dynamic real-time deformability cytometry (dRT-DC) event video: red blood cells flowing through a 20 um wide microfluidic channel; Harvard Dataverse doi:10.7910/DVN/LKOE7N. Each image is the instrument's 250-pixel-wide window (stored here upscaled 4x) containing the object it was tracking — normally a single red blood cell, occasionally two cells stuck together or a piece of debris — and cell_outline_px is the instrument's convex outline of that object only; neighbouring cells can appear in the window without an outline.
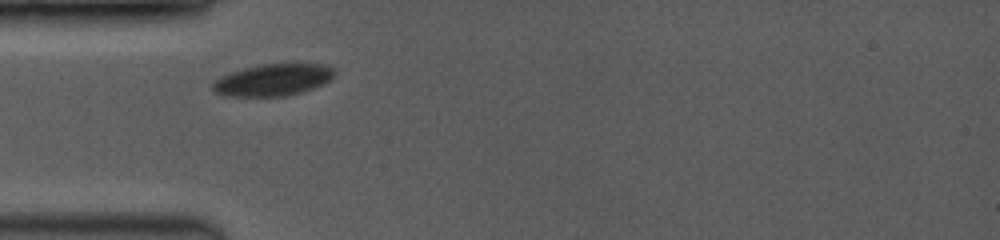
{"species": "common noctule bat (a hibernating species)", "species_latin": "Nyctalus noctula", "temperature_condition": "room temperature", "stored_images_in_passage": 23, "camera_frame_rate_fps": 3500, "um_per_image_px": 0.085, "animal": {"sex": "female", "body_mass_g": 19.0, "forearm_length_mm": 53.3}, "frame": {"image": 1, "passage_image": 1, "time_ms": 0.0, "image_size_px": [1000, 240], "cell_outline_px": [[336, 72], [328, 80], [312, 88], [300, 92], [284, 96], [224, 96], [216, 92], [212, 88], [212, 80], [220, 76], [244, 68], [260, 64], [324, 64], [332, 68]], "centroid_in_image_um": [23.14, 6.79], "position_along_channel_um": 61.9, "area_um2": 22.37}}
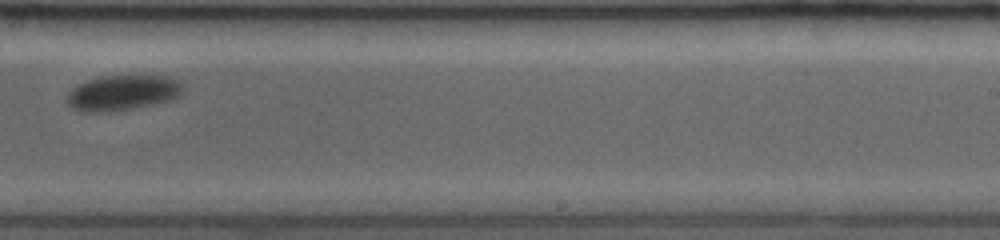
{"frame": {"image": 2, "passage_image": 14, "time_ms": 5.714, "image_size_px": [1000, 240], "cell_outline_px": [[184, 88], [180, 96], [172, 100], [108, 112], [80, 112], [72, 108], [64, 100], [68, 92], [72, 88], [88, 80], [100, 76], [164, 76], [176, 80], [184, 84]], "centroid_in_image_um": [10.39, 7.89], "position_along_channel_um": 278.6, "area_um2": 23.87}}
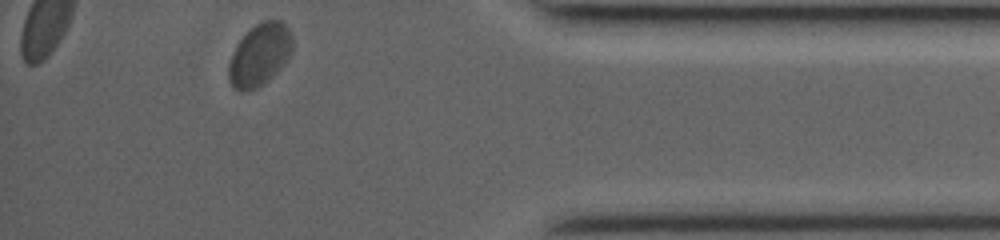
{"frame": {"image": 3, "passage_image": 23, "time_ms": 9.714, "image_size_px": [1000, 240], "cell_outline_px": [[292, 52], [284, 64], [256, 88], [244, 92], [240, 92], [232, 88], [228, 80], [228, 64], [236, 44], [256, 24], [264, 20], [280, 20], [288, 28], [292, 36]], "centroid_in_image_um": [22.04, 4.67], "position_along_channel_um": 413.2, "area_um2": 22.89}}